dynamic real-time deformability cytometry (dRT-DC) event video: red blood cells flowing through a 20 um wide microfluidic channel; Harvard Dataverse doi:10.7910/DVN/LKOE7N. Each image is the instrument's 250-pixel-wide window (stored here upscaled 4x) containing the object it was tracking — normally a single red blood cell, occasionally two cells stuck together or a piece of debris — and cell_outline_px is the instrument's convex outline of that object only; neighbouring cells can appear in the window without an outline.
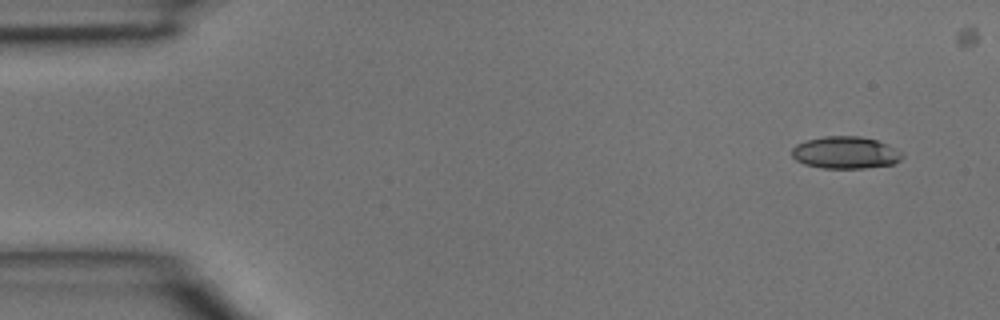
{"species": "common noctule bat (a hibernating species)", "species_latin": "Nyctalus noctula", "temperature_condition": "room temperature", "stored_images_in_passage": 3, "camera_frame_rate_fps": 3000, "um_per_image_px": 0.085, "animal": {"sex": "male", "body_mass_g": 15.6}, "frame": {"image": 1, "passage_image": 1, "time_ms": 0.0, "image_size_px": [1000, 320], "cell_outline_px": [[904, 156], [900, 160], [892, 164], [864, 168], [820, 168], [804, 164], [796, 160], [792, 156], [792, 148], [796, 144], [808, 140], [824, 136], [860, 136], [876, 140], [900, 152]], "centroid_in_image_um": [71.81, 12.98], "position_along_channel_um": 13.2, "area_um2": 20.46}}